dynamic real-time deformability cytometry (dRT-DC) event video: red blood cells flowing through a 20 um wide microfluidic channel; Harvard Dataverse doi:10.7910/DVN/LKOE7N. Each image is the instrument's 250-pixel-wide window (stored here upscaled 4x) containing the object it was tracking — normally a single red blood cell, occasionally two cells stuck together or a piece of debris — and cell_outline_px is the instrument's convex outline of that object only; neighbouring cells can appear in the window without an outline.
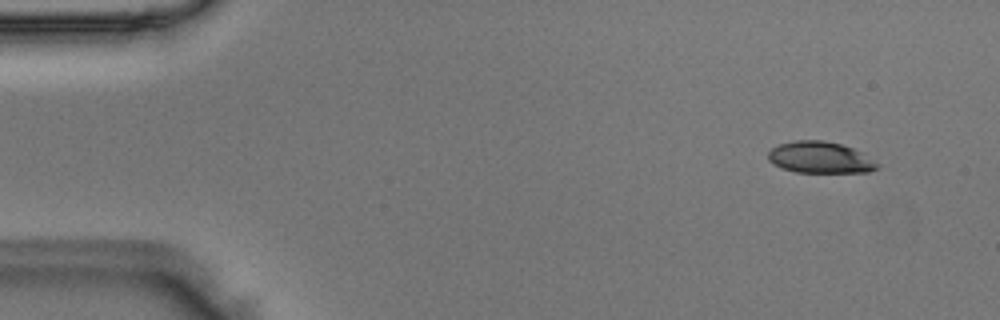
{"species": "Egyptian fruit bat (a non-hibernating species)", "species_latin": "Rousettus aegyptiacus", "temperature_condition": "room temperature", "stored_images_in_passage": 15, "camera_frame_rate_fps": 3000, "um_per_image_px": 0.085, "animal": {"sex": "male"}, "frame": {"image": 1, "passage_image": 5, "time_ms": 1.333, "image_size_px": [1000, 320], "cell_outline_px": [[880, 168], [868, 172], [796, 172], [780, 168], [772, 164], [768, 160], [768, 152], [772, 148], [780, 144], [796, 140], [824, 140], [840, 144], [852, 148], [860, 152], [880, 164]], "centroid_in_image_um": [69.69, 13.39], "position_along_channel_um": 15.3, "area_um2": 20.06}}
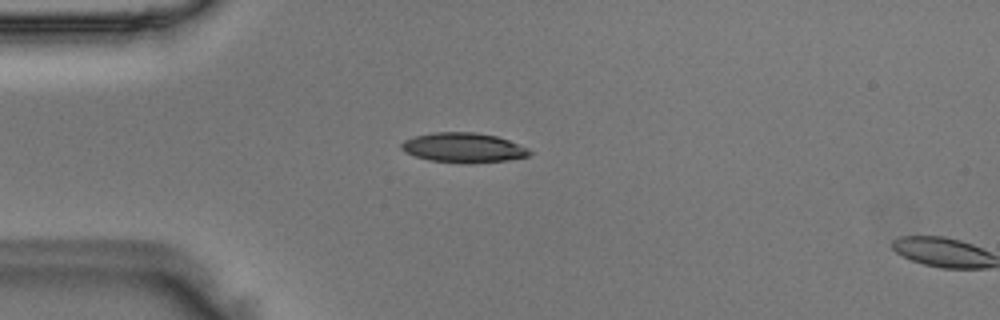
{"frame": {"image": 2, "passage_image": 14, "time_ms": 4.333, "image_size_px": [1000, 320], "cell_outline_px": [[532, 152], [528, 156], [508, 160], [464, 164], [428, 160], [404, 152], [400, 148], [400, 144], [404, 140], [416, 136], [436, 132], [476, 132], [496, 136], [508, 140], [528, 148]], "centroid_in_image_um": [39.38, 12.56], "position_along_channel_um": 45.6, "area_um2": 22.25}}